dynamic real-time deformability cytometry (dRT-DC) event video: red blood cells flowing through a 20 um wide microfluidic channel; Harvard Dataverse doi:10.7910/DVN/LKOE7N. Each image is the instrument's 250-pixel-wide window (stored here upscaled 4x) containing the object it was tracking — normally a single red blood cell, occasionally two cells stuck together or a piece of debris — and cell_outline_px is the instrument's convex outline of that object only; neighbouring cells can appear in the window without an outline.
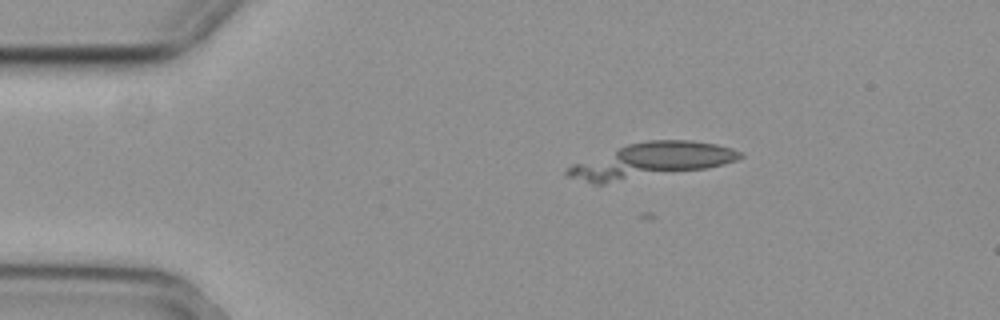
{"species": "common noctule bat (a hibernating species)", "species_latin": "Nyctalus noctula", "temperature_condition": "cold", "stored_images_in_passage": 13, "camera_frame_rate_fps": 3000, "um_per_image_px": 0.085, "animal": {"sex": "female", "body_mass_g": 29.2, "forearm_length_mm": 56.3}, "frame": {"image": 1, "passage_image": 5, "time_ms": 1.333, "image_size_px": [1000, 320], "cell_outline_px": [[744, 156], [736, 160], [724, 164], [708, 168], [604, 184], [592, 184], [564, 176], [564, 172], [572, 164], [628, 144], [648, 140], [692, 140], [716, 144], [732, 148], [744, 152]], "centroid_in_image_um": [55.33, 13.66], "position_along_channel_um": 29.7, "area_um2": 35.43}}